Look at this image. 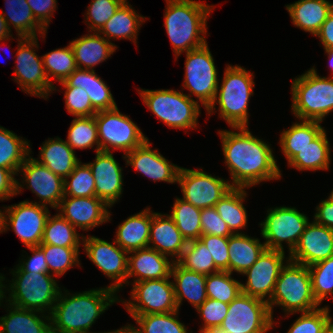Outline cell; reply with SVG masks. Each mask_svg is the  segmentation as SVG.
Instances as JSON below:
<instances>
[{"label": "cell", "mask_w": 333, "mask_h": 333, "mask_svg": "<svg viewBox=\"0 0 333 333\" xmlns=\"http://www.w3.org/2000/svg\"><path fill=\"white\" fill-rule=\"evenodd\" d=\"M308 268L313 296L317 303L321 304L328 294H333V256Z\"/></svg>", "instance_id": "obj_49"}, {"label": "cell", "mask_w": 333, "mask_h": 333, "mask_svg": "<svg viewBox=\"0 0 333 333\" xmlns=\"http://www.w3.org/2000/svg\"><path fill=\"white\" fill-rule=\"evenodd\" d=\"M200 333H229L225 331L221 326H210L205 329H199Z\"/></svg>", "instance_id": "obj_62"}, {"label": "cell", "mask_w": 333, "mask_h": 333, "mask_svg": "<svg viewBox=\"0 0 333 333\" xmlns=\"http://www.w3.org/2000/svg\"><path fill=\"white\" fill-rule=\"evenodd\" d=\"M63 87H77L84 89L96 112L114 109L117 107L111 91L94 70L77 68L64 81Z\"/></svg>", "instance_id": "obj_26"}, {"label": "cell", "mask_w": 333, "mask_h": 333, "mask_svg": "<svg viewBox=\"0 0 333 333\" xmlns=\"http://www.w3.org/2000/svg\"><path fill=\"white\" fill-rule=\"evenodd\" d=\"M12 274L16 277L7 289L11 290L9 304L40 312L49 309L50 315L61 290L52 278L54 274L24 272L19 266Z\"/></svg>", "instance_id": "obj_7"}, {"label": "cell", "mask_w": 333, "mask_h": 333, "mask_svg": "<svg viewBox=\"0 0 333 333\" xmlns=\"http://www.w3.org/2000/svg\"><path fill=\"white\" fill-rule=\"evenodd\" d=\"M36 20L45 28L48 27L50 17L56 9V0H27Z\"/></svg>", "instance_id": "obj_56"}, {"label": "cell", "mask_w": 333, "mask_h": 333, "mask_svg": "<svg viewBox=\"0 0 333 333\" xmlns=\"http://www.w3.org/2000/svg\"><path fill=\"white\" fill-rule=\"evenodd\" d=\"M199 239L212 255L216 268L219 271L229 272V237L201 235Z\"/></svg>", "instance_id": "obj_53"}, {"label": "cell", "mask_w": 333, "mask_h": 333, "mask_svg": "<svg viewBox=\"0 0 333 333\" xmlns=\"http://www.w3.org/2000/svg\"><path fill=\"white\" fill-rule=\"evenodd\" d=\"M289 260L311 266L333 256V230L315 221L308 223Z\"/></svg>", "instance_id": "obj_19"}, {"label": "cell", "mask_w": 333, "mask_h": 333, "mask_svg": "<svg viewBox=\"0 0 333 333\" xmlns=\"http://www.w3.org/2000/svg\"><path fill=\"white\" fill-rule=\"evenodd\" d=\"M95 179L96 197L111 207L122 194V168L111 152H96V159L88 163Z\"/></svg>", "instance_id": "obj_23"}, {"label": "cell", "mask_w": 333, "mask_h": 333, "mask_svg": "<svg viewBox=\"0 0 333 333\" xmlns=\"http://www.w3.org/2000/svg\"><path fill=\"white\" fill-rule=\"evenodd\" d=\"M171 276L175 279L173 286L178 310L184 298L188 299L196 309L208 298L206 292L207 275L188 270L174 260Z\"/></svg>", "instance_id": "obj_27"}, {"label": "cell", "mask_w": 333, "mask_h": 333, "mask_svg": "<svg viewBox=\"0 0 333 333\" xmlns=\"http://www.w3.org/2000/svg\"><path fill=\"white\" fill-rule=\"evenodd\" d=\"M130 253H133V255H128L127 278L137 276L134 283L171 277L174 260L169 261L166 255L150 247Z\"/></svg>", "instance_id": "obj_24"}, {"label": "cell", "mask_w": 333, "mask_h": 333, "mask_svg": "<svg viewBox=\"0 0 333 333\" xmlns=\"http://www.w3.org/2000/svg\"><path fill=\"white\" fill-rule=\"evenodd\" d=\"M166 216V217H165ZM149 246L164 255L181 257L187 245V240L180 233L170 215L152 213Z\"/></svg>", "instance_id": "obj_25"}, {"label": "cell", "mask_w": 333, "mask_h": 333, "mask_svg": "<svg viewBox=\"0 0 333 333\" xmlns=\"http://www.w3.org/2000/svg\"><path fill=\"white\" fill-rule=\"evenodd\" d=\"M44 253L48 271L62 276L69 268L79 263V248L58 247L50 244H40L38 246Z\"/></svg>", "instance_id": "obj_48"}, {"label": "cell", "mask_w": 333, "mask_h": 333, "mask_svg": "<svg viewBox=\"0 0 333 333\" xmlns=\"http://www.w3.org/2000/svg\"><path fill=\"white\" fill-rule=\"evenodd\" d=\"M330 318L328 306L302 312L287 333H324L330 326Z\"/></svg>", "instance_id": "obj_50"}, {"label": "cell", "mask_w": 333, "mask_h": 333, "mask_svg": "<svg viewBox=\"0 0 333 333\" xmlns=\"http://www.w3.org/2000/svg\"><path fill=\"white\" fill-rule=\"evenodd\" d=\"M178 311L164 314L131 315L140 326L141 333H187V328L177 320Z\"/></svg>", "instance_id": "obj_46"}, {"label": "cell", "mask_w": 333, "mask_h": 333, "mask_svg": "<svg viewBox=\"0 0 333 333\" xmlns=\"http://www.w3.org/2000/svg\"><path fill=\"white\" fill-rule=\"evenodd\" d=\"M207 297L230 304L241 291V283L231 277L228 271H219L206 277Z\"/></svg>", "instance_id": "obj_45"}, {"label": "cell", "mask_w": 333, "mask_h": 333, "mask_svg": "<svg viewBox=\"0 0 333 333\" xmlns=\"http://www.w3.org/2000/svg\"><path fill=\"white\" fill-rule=\"evenodd\" d=\"M229 304L207 298L196 310L204 320L203 328L220 326L227 315Z\"/></svg>", "instance_id": "obj_55"}, {"label": "cell", "mask_w": 333, "mask_h": 333, "mask_svg": "<svg viewBox=\"0 0 333 333\" xmlns=\"http://www.w3.org/2000/svg\"><path fill=\"white\" fill-rule=\"evenodd\" d=\"M94 117L100 151L111 152L110 146L112 149L123 150L126 155L148 139L128 116L119 112L117 107L99 111Z\"/></svg>", "instance_id": "obj_9"}, {"label": "cell", "mask_w": 333, "mask_h": 333, "mask_svg": "<svg viewBox=\"0 0 333 333\" xmlns=\"http://www.w3.org/2000/svg\"><path fill=\"white\" fill-rule=\"evenodd\" d=\"M39 163L65 179L79 163L75 151L61 138L45 141L40 149Z\"/></svg>", "instance_id": "obj_33"}, {"label": "cell", "mask_w": 333, "mask_h": 333, "mask_svg": "<svg viewBox=\"0 0 333 333\" xmlns=\"http://www.w3.org/2000/svg\"><path fill=\"white\" fill-rule=\"evenodd\" d=\"M20 170L25 177L24 181L29 184L28 187L40 197L42 205L49 204L52 208L58 209L64 197V179L30 156L26 158Z\"/></svg>", "instance_id": "obj_20"}, {"label": "cell", "mask_w": 333, "mask_h": 333, "mask_svg": "<svg viewBox=\"0 0 333 333\" xmlns=\"http://www.w3.org/2000/svg\"><path fill=\"white\" fill-rule=\"evenodd\" d=\"M286 9L296 27L316 35L332 12L333 4L327 0H298Z\"/></svg>", "instance_id": "obj_30"}, {"label": "cell", "mask_w": 333, "mask_h": 333, "mask_svg": "<svg viewBox=\"0 0 333 333\" xmlns=\"http://www.w3.org/2000/svg\"><path fill=\"white\" fill-rule=\"evenodd\" d=\"M29 142L0 126V167L9 169L14 175L30 154Z\"/></svg>", "instance_id": "obj_38"}, {"label": "cell", "mask_w": 333, "mask_h": 333, "mask_svg": "<svg viewBox=\"0 0 333 333\" xmlns=\"http://www.w3.org/2000/svg\"><path fill=\"white\" fill-rule=\"evenodd\" d=\"M109 287L59 296L50 314L52 333H90L89 329L111 304L118 301Z\"/></svg>", "instance_id": "obj_2"}, {"label": "cell", "mask_w": 333, "mask_h": 333, "mask_svg": "<svg viewBox=\"0 0 333 333\" xmlns=\"http://www.w3.org/2000/svg\"><path fill=\"white\" fill-rule=\"evenodd\" d=\"M330 327L333 329L332 318H330Z\"/></svg>", "instance_id": "obj_68"}, {"label": "cell", "mask_w": 333, "mask_h": 333, "mask_svg": "<svg viewBox=\"0 0 333 333\" xmlns=\"http://www.w3.org/2000/svg\"><path fill=\"white\" fill-rule=\"evenodd\" d=\"M146 208L118 226L115 243L127 253L149 247L152 213Z\"/></svg>", "instance_id": "obj_28"}, {"label": "cell", "mask_w": 333, "mask_h": 333, "mask_svg": "<svg viewBox=\"0 0 333 333\" xmlns=\"http://www.w3.org/2000/svg\"><path fill=\"white\" fill-rule=\"evenodd\" d=\"M37 39V37L23 36L18 39L17 67L14 69V80L18 82L23 91H26L25 93L47 98L49 93L55 90V87L46 76L42 57L38 58L33 50V47L38 48Z\"/></svg>", "instance_id": "obj_13"}, {"label": "cell", "mask_w": 333, "mask_h": 333, "mask_svg": "<svg viewBox=\"0 0 333 333\" xmlns=\"http://www.w3.org/2000/svg\"><path fill=\"white\" fill-rule=\"evenodd\" d=\"M324 333H333V329L329 326V328Z\"/></svg>", "instance_id": "obj_67"}, {"label": "cell", "mask_w": 333, "mask_h": 333, "mask_svg": "<svg viewBox=\"0 0 333 333\" xmlns=\"http://www.w3.org/2000/svg\"><path fill=\"white\" fill-rule=\"evenodd\" d=\"M244 189L233 187L215 205L219 216L227 223L233 234L239 233L237 229H241L247 224V213L243 205L246 196Z\"/></svg>", "instance_id": "obj_39"}, {"label": "cell", "mask_w": 333, "mask_h": 333, "mask_svg": "<svg viewBox=\"0 0 333 333\" xmlns=\"http://www.w3.org/2000/svg\"><path fill=\"white\" fill-rule=\"evenodd\" d=\"M177 183L182 188L183 200L200 209L215 207L219 200L233 188L231 183L224 179L216 178L201 170L182 167Z\"/></svg>", "instance_id": "obj_16"}, {"label": "cell", "mask_w": 333, "mask_h": 333, "mask_svg": "<svg viewBox=\"0 0 333 333\" xmlns=\"http://www.w3.org/2000/svg\"><path fill=\"white\" fill-rule=\"evenodd\" d=\"M323 130L320 122L309 120H302L301 123L293 124L287 131L284 130L281 134L280 146L288 162Z\"/></svg>", "instance_id": "obj_36"}, {"label": "cell", "mask_w": 333, "mask_h": 333, "mask_svg": "<svg viewBox=\"0 0 333 333\" xmlns=\"http://www.w3.org/2000/svg\"><path fill=\"white\" fill-rule=\"evenodd\" d=\"M3 221H4V213L0 210V233L4 231Z\"/></svg>", "instance_id": "obj_66"}, {"label": "cell", "mask_w": 333, "mask_h": 333, "mask_svg": "<svg viewBox=\"0 0 333 333\" xmlns=\"http://www.w3.org/2000/svg\"><path fill=\"white\" fill-rule=\"evenodd\" d=\"M229 272L243 274L258 259L266 249L258 238H251L242 233H235L229 237Z\"/></svg>", "instance_id": "obj_31"}, {"label": "cell", "mask_w": 333, "mask_h": 333, "mask_svg": "<svg viewBox=\"0 0 333 333\" xmlns=\"http://www.w3.org/2000/svg\"><path fill=\"white\" fill-rule=\"evenodd\" d=\"M145 105L171 128L188 129L197 126L200 107L183 92L176 90H139Z\"/></svg>", "instance_id": "obj_8"}, {"label": "cell", "mask_w": 333, "mask_h": 333, "mask_svg": "<svg viewBox=\"0 0 333 333\" xmlns=\"http://www.w3.org/2000/svg\"><path fill=\"white\" fill-rule=\"evenodd\" d=\"M71 123L67 144L73 150L76 148H92L96 144V152H99L100 146L95 117H76Z\"/></svg>", "instance_id": "obj_44"}, {"label": "cell", "mask_w": 333, "mask_h": 333, "mask_svg": "<svg viewBox=\"0 0 333 333\" xmlns=\"http://www.w3.org/2000/svg\"><path fill=\"white\" fill-rule=\"evenodd\" d=\"M200 212V208L176 198L170 216L187 242L197 240L202 235Z\"/></svg>", "instance_id": "obj_41"}, {"label": "cell", "mask_w": 333, "mask_h": 333, "mask_svg": "<svg viewBox=\"0 0 333 333\" xmlns=\"http://www.w3.org/2000/svg\"><path fill=\"white\" fill-rule=\"evenodd\" d=\"M144 18V16L138 15L125 0L98 33H102L107 40L129 39L136 43L137 33Z\"/></svg>", "instance_id": "obj_34"}, {"label": "cell", "mask_w": 333, "mask_h": 333, "mask_svg": "<svg viewBox=\"0 0 333 333\" xmlns=\"http://www.w3.org/2000/svg\"><path fill=\"white\" fill-rule=\"evenodd\" d=\"M165 29L175 57L207 44V17L212 6L193 0H166Z\"/></svg>", "instance_id": "obj_3"}, {"label": "cell", "mask_w": 333, "mask_h": 333, "mask_svg": "<svg viewBox=\"0 0 333 333\" xmlns=\"http://www.w3.org/2000/svg\"><path fill=\"white\" fill-rule=\"evenodd\" d=\"M253 74L240 66L225 68L221 87L217 89L213 104L207 109L208 114L219 104L220 117L233 127L248 126V101L253 94ZM219 91V92H218ZM218 97V99H217Z\"/></svg>", "instance_id": "obj_4"}, {"label": "cell", "mask_w": 333, "mask_h": 333, "mask_svg": "<svg viewBox=\"0 0 333 333\" xmlns=\"http://www.w3.org/2000/svg\"><path fill=\"white\" fill-rule=\"evenodd\" d=\"M325 129L288 163L298 170H327L330 162V146Z\"/></svg>", "instance_id": "obj_35"}, {"label": "cell", "mask_w": 333, "mask_h": 333, "mask_svg": "<svg viewBox=\"0 0 333 333\" xmlns=\"http://www.w3.org/2000/svg\"><path fill=\"white\" fill-rule=\"evenodd\" d=\"M285 253L280 250L265 249L257 261L243 274L248 278L246 284L241 283L243 294L269 301L278 279ZM268 294V299H264Z\"/></svg>", "instance_id": "obj_18"}, {"label": "cell", "mask_w": 333, "mask_h": 333, "mask_svg": "<svg viewBox=\"0 0 333 333\" xmlns=\"http://www.w3.org/2000/svg\"><path fill=\"white\" fill-rule=\"evenodd\" d=\"M151 145L147 139L142 145L127 153L124 156L126 163L153 181L177 182L181 167L169 163L157 149L152 150Z\"/></svg>", "instance_id": "obj_22"}, {"label": "cell", "mask_w": 333, "mask_h": 333, "mask_svg": "<svg viewBox=\"0 0 333 333\" xmlns=\"http://www.w3.org/2000/svg\"><path fill=\"white\" fill-rule=\"evenodd\" d=\"M316 211L314 221L333 230V198L329 196L328 199L321 201Z\"/></svg>", "instance_id": "obj_59"}, {"label": "cell", "mask_w": 333, "mask_h": 333, "mask_svg": "<svg viewBox=\"0 0 333 333\" xmlns=\"http://www.w3.org/2000/svg\"><path fill=\"white\" fill-rule=\"evenodd\" d=\"M28 249L33 253V256L29 257L28 260L23 261V263L18 266L24 272L49 274L47 262L43 251L38 246L28 247Z\"/></svg>", "instance_id": "obj_57"}, {"label": "cell", "mask_w": 333, "mask_h": 333, "mask_svg": "<svg viewBox=\"0 0 333 333\" xmlns=\"http://www.w3.org/2000/svg\"><path fill=\"white\" fill-rule=\"evenodd\" d=\"M5 5L7 6L6 12H8V16H5L3 11L1 13L5 18L9 29L11 27L9 26L10 20L19 37H36V31H38L39 35L41 34L45 36L47 30L36 20L27 0H6Z\"/></svg>", "instance_id": "obj_37"}, {"label": "cell", "mask_w": 333, "mask_h": 333, "mask_svg": "<svg viewBox=\"0 0 333 333\" xmlns=\"http://www.w3.org/2000/svg\"><path fill=\"white\" fill-rule=\"evenodd\" d=\"M325 52L327 53L329 60H330V67L333 70V48L325 49Z\"/></svg>", "instance_id": "obj_65"}, {"label": "cell", "mask_w": 333, "mask_h": 333, "mask_svg": "<svg viewBox=\"0 0 333 333\" xmlns=\"http://www.w3.org/2000/svg\"><path fill=\"white\" fill-rule=\"evenodd\" d=\"M292 101L295 117L322 122L333 111V77H320L313 67L293 79Z\"/></svg>", "instance_id": "obj_6"}, {"label": "cell", "mask_w": 333, "mask_h": 333, "mask_svg": "<svg viewBox=\"0 0 333 333\" xmlns=\"http://www.w3.org/2000/svg\"><path fill=\"white\" fill-rule=\"evenodd\" d=\"M273 322L267 301L241 293L229 304L220 326L229 333H266Z\"/></svg>", "instance_id": "obj_10"}, {"label": "cell", "mask_w": 333, "mask_h": 333, "mask_svg": "<svg viewBox=\"0 0 333 333\" xmlns=\"http://www.w3.org/2000/svg\"><path fill=\"white\" fill-rule=\"evenodd\" d=\"M5 278L2 276V274L0 275V306H1V300L3 299V298H6V297H4L5 295H4V293L5 292H3L4 290H3V288H6L4 285H3V283H2V281L4 280Z\"/></svg>", "instance_id": "obj_64"}, {"label": "cell", "mask_w": 333, "mask_h": 333, "mask_svg": "<svg viewBox=\"0 0 333 333\" xmlns=\"http://www.w3.org/2000/svg\"><path fill=\"white\" fill-rule=\"evenodd\" d=\"M219 131L225 163L232 176V187L248 188L262 181L281 178L270 146L256 138L247 127Z\"/></svg>", "instance_id": "obj_1"}, {"label": "cell", "mask_w": 333, "mask_h": 333, "mask_svg": "<svg viewBox=\"0 0 333 333\" xmlns=\"http://www.w3.org/2000/svg\"><path fill=\"white\" fill-rule=\"evenodd\" d=\"M200 222L202 235L230 237L233 234L215 207L201 209Z\"/></svg>", "instance_id": "obj_54"}, {"label": "cell", "mask_w": 333, "mask_h": 333, "mask_svg": "<svg viewBox=\"0 0 333 333\" xmlns=\"http://www.w3.org/2000/svg\"><path fill=\"white\" fill-rule=\"evenodd\" d=\"M71 178V181L68 179ZM96 197L95 179L88 164L79 162L64 179V197Z\"/></svg>", "instance_id": "obj_47"}, {"label": "cell", "mask_w": 333, "mask_h": 333, "mask_svg": "<svg viewBox=\"0 0 333 333\" xmlns=\"http://www.w3.org/2000/svg\"><path fill=\"white\" fill-rule=\"evenodd\" d=\"M84 250L87 257L114 283L109 286L110 289L118 291L122 284L128 283V256L125 250L120 248L115 240L113 244L94 236L82 237ZM116 246H115V245Z\"/></svg>", "instance_id": "obj_17"}, {"label": "cell", "mask_w": 333, "mask_h": 333, "mask_svg": "<svg viewBox=\"0 0 333 333\" xmlns=\"http://www.w3.org/2000/svg\"><path fill=\"white\" fill-rule=\"evenodd\" d=\"M268 212L266 219L260 224L261 234L266 239V249L285 252L282 245L285 241L290 254L309 223L308 217L294 207H276Z\"/></svg>", "instance_id": "obj_12"}, {"label": "cell", "mask_w": 333, "mask_h": 333, "mask_svg": "<svg viewBox=\"0 0 333 333\" xmlns=\"http://www.w3.org/2000/svg\"><path fill=\"white\" fill-rule=\"evenodd\" d=\"M9 305V313L0 317V333H52L49 315L42 316L48 320L47 324L41 316L36 315V312H43Z\"/></svg>", "instance_id": "obj_32"}, {"label": "cell", "mask_w": 333, "mask_h": 333, "mask_svg": "<svg viewBox=\"0 0 333 333\" xmlns=\"http://www.w3.org/2000/svg\"><path fill=\"white\" fill-rule=\"evenodd\" d=\"M110 208L97 197H63L58 206L59 214L69 221L75 228L89 230L110 219Z\"/></svg>", "instance_id": "obj_21"}, {"label": "cell", "mask_w": 333, "mask_h": 333, "mask_svg": "<svg viewBox=\"0 0 333 333\" xmlns=\"http://www.w3.org/2000/svg\"><path fill=\"white\" fill-rule=\"evenodd\" d=\"M76 228L60 214L47 218L41 244L79 248L80 238Z\"/></svg>", "instance_id": "obj_40"}, {"label": "cell", "mask_w": 333, "mask_h": 333, "mask_svg": "<svg viewBox=\"0 0 333 333\" xmlns=\"http://www.w3.org/2000/svg\"><path fill=\"white\" fill-rule=\"evenodd\" d=\"M4 211V232L11 228L27 247L39 246L42 242L47 218L50 212L41 203L22 201L8 206Z\"/></svg>", "instance_id": "obj_15"}, {"label": "cell", "mask_w": 333, "mask_h": 333, "mask_svg": "<svg viewBox=\"0 0 333 333\" xmlns=\"http://www.w3.org/2000/svg\"><path fill=\"white\" fill-rule=\"evenodd\" d=\"M104 333H141V332L137 328L128 325V326H124L121 329H118V330H115V331H112V332H104Z\"/></svg>", "instance_id": "obj_63"}, {"label": "cell", "mask_w": 333, "mask_h": 333, "mask_svg": "<svg viewBox=\"0 0 333 333\" xmlns=\"http://www.w3.org/2000/svg\"><path fill=\"white\" fill-rule=\"evenodd\" d=\"M13 175L9 169L0 167V200L2 201L21 192L22 185Z\"/></svg>", "instance_id": "obj_58"}, {"label": "cell", "mask_w": 333, "mask_h": 333, "mask_svg": "<svg viewBox=\"0 0 333 333\" xmlns=\"http://www.w3.org/2000/svg\"><path fill=\"white\" fill-rule=\"evenodd\" d=\"M65 104L68 113L75 117L95 116L96 111L93 109L92 103L87 92L77 87H64Z\"/></svg>", "instance_id": "obj_52"}, {"label": "cell", "mask_w": 333, "mask_h": 333, "mask_svg": "<svg viewBox=\"0 0 333 333\" xmlns=\"http://www.w3.org/2000/svg\"><path fill=\"white\" fill-rule=\"evenodd\" d=\"M46 76L51 82V77L58 82L64 81L73 71L77 69L74 52L69 45L58 48L42 56Z\"/></svg>", "instance_id": "obj_43"}, {"label": "cell", "mask_w": 333, "mask_h": 333, "mask_svg": "<svg viewBox=\"0 0 333 333\" xmlns=\"http://www.w3.org/2000/svg\"><path fill=\"white\" fill-rule=\"evenodd\" d=\"M315 36L321 39L324 49L333 48V10Z\"/></svg>", "instance_id": "obj_60"}, {"label": "cell", "mask_w": 333, "mask_h": 333, "mask_svg": "<svg viewBox=\"0 0 333 333\" xmlns=\"http://www.w3.org/2000/svg\"><path fill=\"white\" fill-rule=\"evenodd\" d=\"M279 273L271 299L267 302L273 315V306H283L287 314L309 312L319 304L312 292L308 266L287 260Z\"/></svg>", "instance_id": "obj_5"}, {"label": "cell", "mask_w": 333, "mask_h": 333, "mask_svg": "<svg viewBox=\"0 0 333 333\" xmlns=\"http://www.w3.org/2000/svg\"><path fill=\"white\" fill-rule=\"evenodd\" d=\"M10 32L11 29H9L7 22L0 11V42L2 40H10L9 36H12Z\"/></svg>", "instance_id": "obj_61"}, {"label": "cell", "mask_w": 333, "mask_h": 333, "mask_svg": "<svg viewBox=\"0 0 333 333\" xmlns=\"http://www.w3.org/2000/svg\"><path fill=\"white\" fill-rule=\"evenodd\" d=\"M125 0H92L87 18L90 31L98 32ZM89 15V16H88Z\"/></svg>", "instance_id": "obj_51"}, {"label": "cell", "mask_w": 333, "mask_h": 333, "mask_svg": "<svg viewBox=\"0 0 333 333\" xmlns=\"http://www.w3.org/2000/svg\"><path fill=\"white\" fill-rule=\"evenodd\" d=\"M132 300L124 301L131 315L164 314L179 311L173 282L169 278L139 281L133 284Z\"/></svg>", "instance_id": "obj_14"}, {"label": "cell", "mask_w": 333, "mask_h": 333, "mask_svg": "<svg viewBox=\"0 0 333 333\" xmlns=\"http://www.w3.org/2000/svg\"><path fill=\"white\" fill-rule=\"evenodd\" d=\"M184 88L198 98L207 110L216 98L218 89L217 69L207 46L186 52Z\"/></svg>", "instance_id": "obj_11"}, {"label": "cell", "mask_w": 333, "mask_h": 333, "mask_svg": "<svg viewBox=\"0 0 333 333\" xmlns=\"http://www.w3.org/2000/svg\"><path fill=\"white\" fill-rule=\"evenodd\" d=\"M176 261L182 267L204 275L219 272L212 255L200 239L189 241L181 257Z\"/></svg>", "instance_id": "obj_42"}, {"label": "cell", "mask_w": 333, "mask_h": 333, "mask_svg": "<svg viewBox=\"0 0 333 333\" xmlns=\"http://www.w3.org/2000/svg\"><path fill=\"white\" fill-rule=\"evenodd\" d=\"M77 68L94 70V66L110 57L116 50V45L98 32L87 34L70 42ZM82 64L85 68L82 67Z\"/></svg>", "instance_id": "obj_29"}]
</instances>
